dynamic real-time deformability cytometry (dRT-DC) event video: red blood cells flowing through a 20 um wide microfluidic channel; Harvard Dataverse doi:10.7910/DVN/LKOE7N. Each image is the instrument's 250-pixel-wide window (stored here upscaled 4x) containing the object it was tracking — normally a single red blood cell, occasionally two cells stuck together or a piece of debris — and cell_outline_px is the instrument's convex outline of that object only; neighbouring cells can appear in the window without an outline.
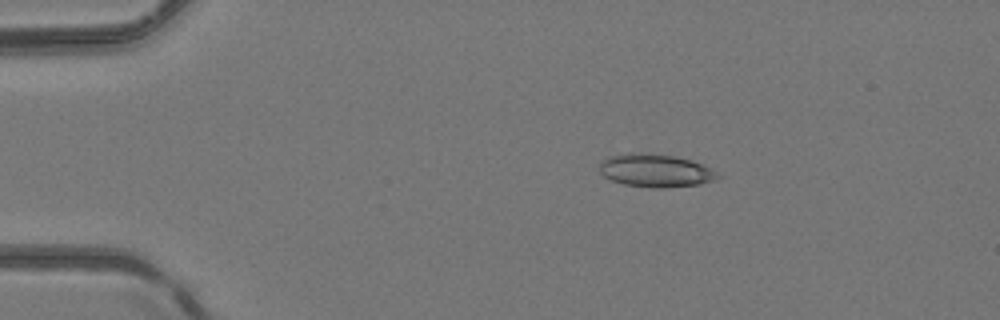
{"species": "common noctule bat (a hibernating species)", "species_latin": "Nyctalus noctula", "temperature_condition": "room temperature", "stored_images_in_passage": 52, "camera_frame_rate_fps": 3000, "um_per_image_px": 0.085, "animal": {"sex": "female", "body_mass_g": 24.6, "forearm_length_mm": 56.2}, "frame": {"image": 1, "passage_image": 11, "time_ms": 3.333, "image_size_px": [1000, 320], "cell_outline_px": [[720, 176], [716, 180], [700, 184], [664, 188], [652, 188], [624, 184], [612, 180], [604, 176], [600, 172], [600, 164], [604, 160], [612, 156], [640, 152], [676, 156], [692, 160], [716, 172]], "centroid_in_image_um": [55.74, 14.51], "position_along_channel_um": 29.3, "area_um2": 22.48}}
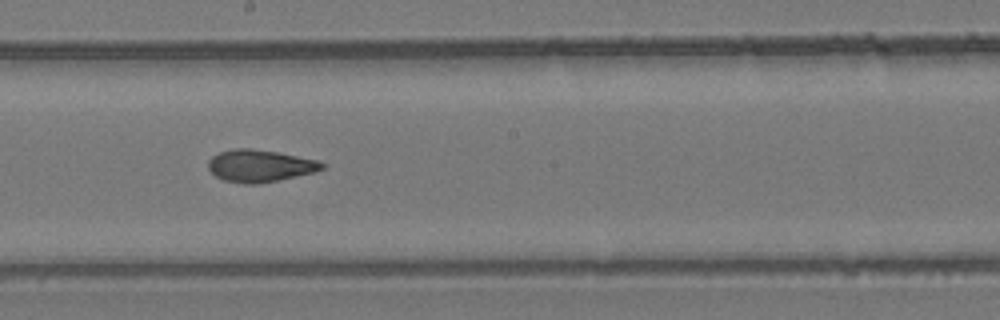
{"frame": {"image": 2, "passage_image": 30, "time_ms": 9.667, "image_size_px": [1000, 320], "cell_outline_px": [[328, 164], [324, 168], [316, 172], [256, 184], [244, 184], [224, 180], [216, 176], [208, 168], [208, 160], [212, 156], [220, 152], [236, 148], [252, 148], [276, 152], [320, 160]], "centroid_in_image_um": [22.13, 14.09], "position_along_channel_um": 226.1, "area_um2": 21.39}}
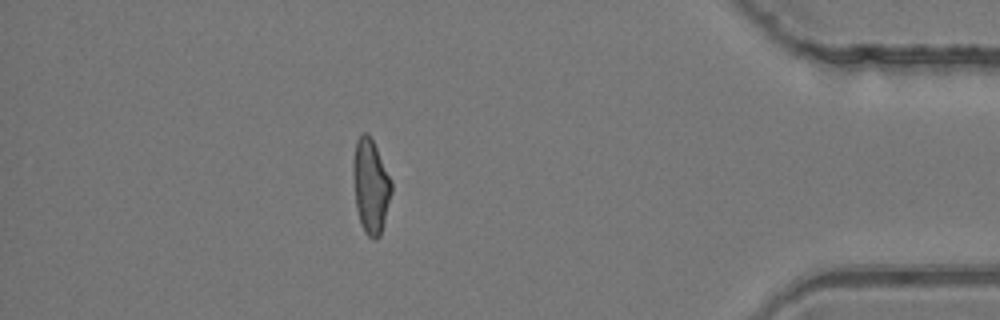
{"frame": {"image": 3, "passage_image": 46, "time_ms": 15.0, "image_size_px": [1000, 320], "cell_outline_px": [[392, 192], [380, 236], [376, 240], [368, 236], [364, 232], [356, 208], [352, 176], [352, 160], [356, 140], [364, 132], [368, 132], [392, 180]], "centroid_in_image_um": [31.49, 15.81], "position_along_channel_um": 403.7, "area_um2": 21.15}, "authors_computed_cell_mechanics": {"area_um2": 21.386, "velocity_mm_per_s": 4.1631, "shape_relaxation_time_tau1_ms": null, "shape_relaxation_time_tau2_ms": 1.8718, "deformation_change_tau1": null, "deformation_change_tau2": 0.0904}}